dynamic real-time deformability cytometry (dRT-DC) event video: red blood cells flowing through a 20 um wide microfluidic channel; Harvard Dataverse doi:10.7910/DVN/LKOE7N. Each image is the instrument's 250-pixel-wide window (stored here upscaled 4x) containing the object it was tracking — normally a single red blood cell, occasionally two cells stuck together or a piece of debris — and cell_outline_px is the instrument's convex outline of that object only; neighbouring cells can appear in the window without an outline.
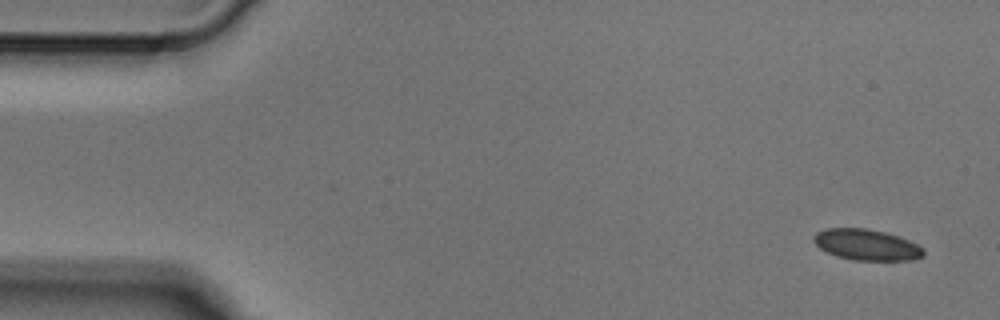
{"species": "Egyptian fruit bat (a non-hibernating species)", "species_latin": "Rousettus aegyptiacus", "temperature_condition": "cold", "stored_images_in_passage": 4, "camera_frame_rate_fps": 3000, "um_per_image_px": 0.085, "animal": {"sex": "male"}, "frame": {"image": 1, "passage_image": 1, "time_ms": 0.0, "image_size_px": [1000, 320], "cell_outline_px": [[924, 256], [908, 260], [852, 260], [836, 256], [820, 248], [812, 240], [812, 236], [816, 232], [828, 228], [864, 228], [884, 232], [908, 240], [924, 248]], "centroid_in_image_um": [73.63, 20.8], "position_along_channel_um": 11.4, "area_um2": 19.71}}
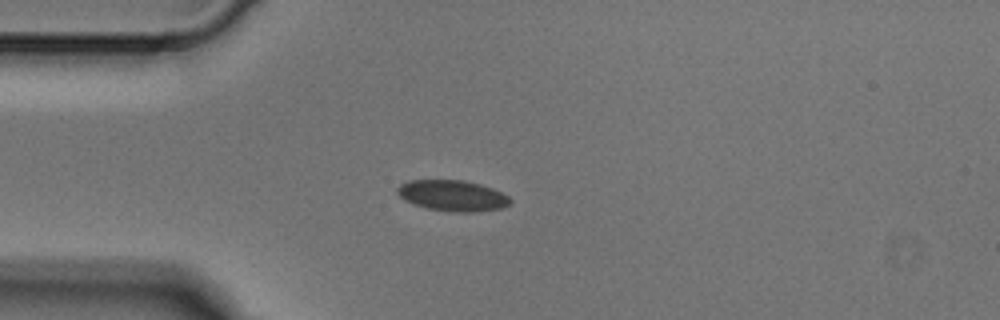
{"frame": {"image": 2, "passage_image": 4, "time_ms": 1.0, "image_size_px": [1000, 320], "cell_outline_px": [[512, 204], [504, 208], [472, 212], [456, 212], [428, 208], [416, 204], [400, 196], [396, 192], [396, 188], [400, 184], [408, 180], [464, 180], [480, 184], [492, 188], [508, 196], [512, 200]], "centroid_in_image_um": [38.51, 16.62], "position_along_channel_um": 46.5, "area_um2": 20.23}}